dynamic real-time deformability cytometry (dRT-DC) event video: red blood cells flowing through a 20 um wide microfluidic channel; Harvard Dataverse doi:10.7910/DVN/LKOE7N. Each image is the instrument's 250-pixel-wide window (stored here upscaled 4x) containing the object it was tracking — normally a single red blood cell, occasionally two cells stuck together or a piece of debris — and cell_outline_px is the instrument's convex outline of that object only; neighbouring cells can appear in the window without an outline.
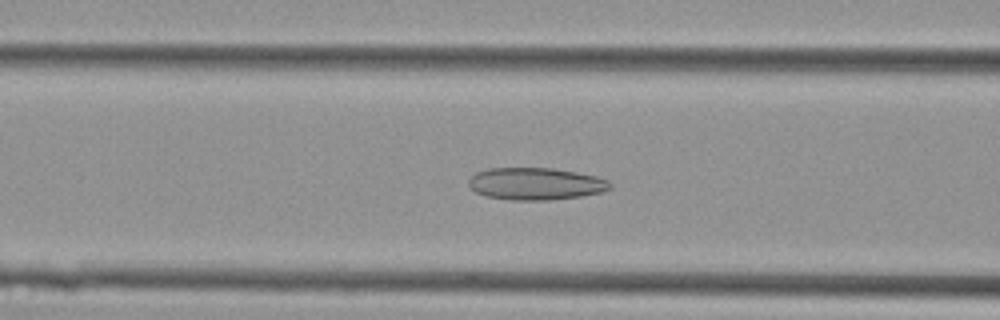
{"species": "Egyptian fruit bat (a non-hibernating species)", "species_latin": "Rousettus aegyptiacus", "temperature_condition": "cold", "stored_images_in_passage": 31, "camera_frame_rate_fps": 3000, "um_per_image_px": 0.085, "animal": {"sex": "female"}, "frame": {"image": 1, "passage_image": 5, "time_ms": 1.333, "image_size_px": [1000, 320], "cell_outline_px": [[612, 188], [604, 192], [580, 196], [548, 200], [512, 200], [484, 196], [476, 192], [468, 184], [468, 180], [476, 172], [488, 168], [552, 168], [576, 172], [596, 176], [608, 180], [612, 184]], "centroid_in_image_um": [45.54, 15.62], "position_along_channel_um": 121.1, "area_um2": 26.65}}
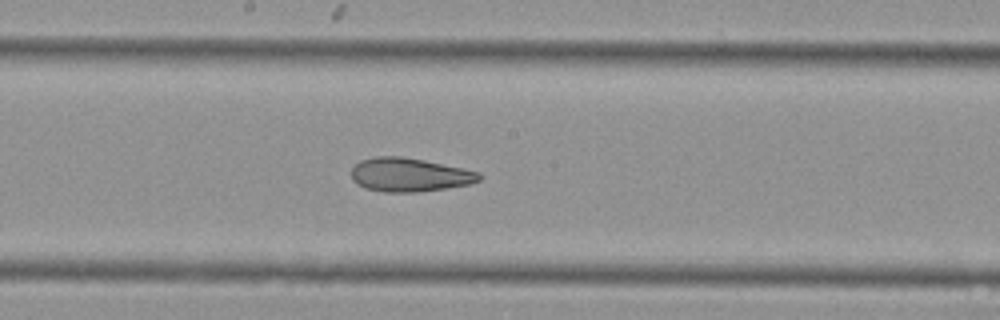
{"frame": {"image": 2, "passage_image": 11, "time_ms": 3.333, "image_size_px": [1000, 320], "cell_outline_px": [[484, 176], [480, 180], [468, 184], [448, 188], [416, 192], [384, 192], [364, 188], [356, 184], [352, 180], [352, 168], [360, 160], [376, 156], [400, 156], [424, 160], [464, 168], [480, 172]], "centroid_in_image_um": [34.81, 14.86], "position_along_channel_um": 213.4, "area_um2": 25.32}}
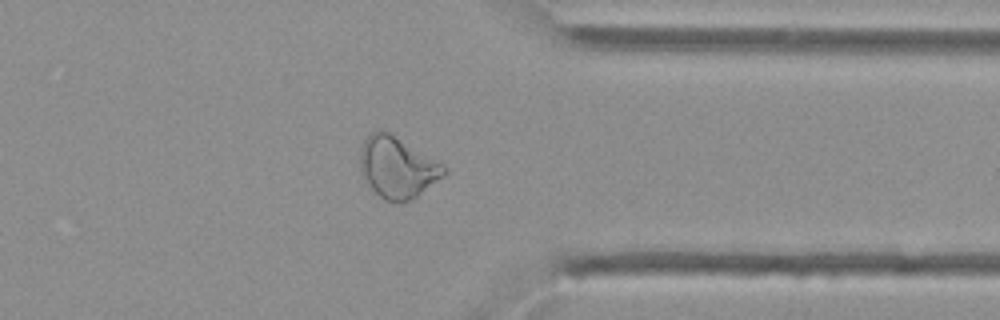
{"frame": {"image": 3, "passage_image": 22, "time_ms": 7.0, "image_size_px": [1000, 320], "cell_outline_px": [[448, 172], [444, 176], [416, 196], [408, 200], [384, 200], [372, 188], [364, 176], [360, 168], [360, 152], [364, 140], [372, 132], [384, 128], [444, 164], [448, 168]], "centroid_in_image_um": [33.8, 14.16], "position_along_channel_um": 377.6, "area_um2": 29.65}}